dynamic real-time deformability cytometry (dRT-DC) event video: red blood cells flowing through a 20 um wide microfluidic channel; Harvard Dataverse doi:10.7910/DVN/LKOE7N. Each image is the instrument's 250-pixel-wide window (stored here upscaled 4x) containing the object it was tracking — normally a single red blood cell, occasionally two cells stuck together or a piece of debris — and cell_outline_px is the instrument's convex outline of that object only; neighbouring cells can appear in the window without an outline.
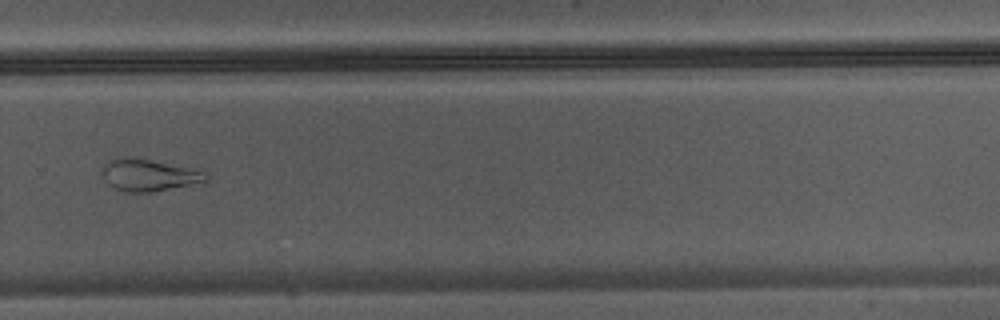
{"species": "Egyptian fruit bat (a non-hibernating species)", "species_latin": "Rousettus aegyptiacus", "temperature_condition": "warm", "stored_images_in_passage": 31, "camera_frame_rate_fps": 3000, "um_per_image_px": 0.085, "animal": {"sex": "male"}, "frame": {"image": 1, "passage_image": 18, "time_ms": 5.667, "image_size_px": [1000, 320], "cell_outline_px": [[208, 180], [152, 192], [128, 192], [112, 188], [108, 184], [104, 176], [104, 168], [112, 160], [120, 156], [124, 156], [148, 160], [204, 172], [208, 176]], "centroid_in_image_um": [12.6, 14.9], "position_along_channel_um": 317.2, "area_um2": 18.38}}